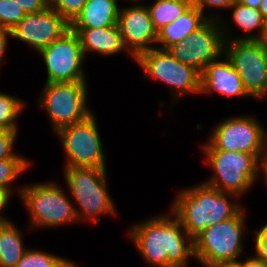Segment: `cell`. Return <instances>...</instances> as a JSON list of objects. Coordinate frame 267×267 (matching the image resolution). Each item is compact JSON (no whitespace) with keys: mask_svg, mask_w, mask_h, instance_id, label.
I'll list each match as a JSON object with an SVG mask.
<instances>
[{"mask_svg":"<svg viewBox=\"0 0 267 267\" xmlns=\"http://www.w3.org/2000/svg\"><path fill=\"white\" fill-rule=\"evenodd\" d=\"M242 267H267V264L262 260H259L255 255L247 257L246 260L241 261Z\"/></svg>","mask_w":267,"mask_h":267,"instance_id":"cell-35","label":"cell"},{"mask_svg":"<svg viewBox=\"0 0 267 267\" xmlns=\"http://www.w3.org/2000/svg\"><path fill=\"white\" fill-rule=\"evenodd\" d=\"M39 54L46 66L45 83L87 81L83 68L86 58L80 38L71 29L42 49Z\"/></svg>","mask_w":267,"mask_h":267,"instance_id":"cell-11","label":"cell"},{"mask_svg":"<svg viewBox=\"0 0 267 267\" xmlns=\"http://www.w3.org/2000/svg\"><path fill=\"white\" fill-rule=\"evenodd\" d=\"M230 197L232 201L235 198V201L232 202ZM236 198L239 197L220 192L202 181L179 190L172 201L170 211L194 239L209 226L234 217L244 207Z\"/></svg>","mask_w":267,"mask_h":267,"instance_id":"cell-2","label":"cell"},{"mask_svg":"<svg viewBox=\"0 0 267 267\" xmlns=\"http://www.w3.org/2000/svg\"><path fill=\"white\" fill-rule=\"evenodd\" d=\"M201 147L203 162L212 169L213 174L203 181L220 192L238 197L244 195L259 178V157L239 151H218L208 142Z\"/></svg>","mask_w":267,"mask_h":267,"instance_id":"cell-4","label":"cell"},{"mask_svg":"<svg viewBox=\"0 0 267 267\" xmlns=\"http://www.w3.org/2000/svg\"><path fill=\"white\" fill-rule=\"evenodd\" d=\"M259 170L260 174L263 173V181L265 182L267 187V137L265 139L264 147L261 153V157L259 159Z\"/></svg>","mask_w":267,"mask_h":267,"instance_id":"cell-33","label":"cell"},{"mask_svg":"<svg viewBox=\"0 0 267 267\" xmlns=\"http://www.w3.org/2000/svg\"><path fill=\"white\" fill-rule=\"evenodd\" d=\"M124 1H125V0H124ZM126 1H127V2L130 1V2H133V3H136V4H137V3L141 2L142 0H126Z\"/></svg>","mask_w":267,"mask_h":267,"instance_id":"cell-42","label":"cell"},{"mask_svg":"<svg viewBox=\"0 0 267 267\" xmlns=\"http://www.w3.org/2000/svg\"><path fill=\"white\" fill-rule=\"evenodd\" d=\"M80 38L83 54L115 56L125 51L121 28L117 25L104 28H70Z\"/></svg>","mask_w":267,"mask_h":267,"instance_id":"cell-17","label":"cell"},{"mask_svg":"<svg viewBox=\"0 0 267 267\" xmlns=\"http://www.w3.org/2000/svg\"><path fill=\"white\" fill-rule=\"evenodd\" d=\"M66 259L39 249L28 248L15 267H59Z\"/></svg>","mask_w":267,"mask_h":267,"instance_id":"cell-25","label":"cell"},{"mask_svg":"<svg viewBox=\"0 0 267 267\" xmlns=\"http://www.w3.org/2000/svg\"><path fill=\"white\" fill-rule=\"evenodd\" d=\"M19 130H0V160L13 157Z\"/></svg>","mask_w":267,"mask_h":267,"instance_id":"cell-29","label":"cell"},{"mask_svg":"<svg viewBox=\"0 0 267 267\" xmlns=\"http://www.w3.org/2000/svg\"><path fill=\"white\" fill-rule=\"evenodd\" d=\"M20 229L11 220L0 228V267H15L28 248Z\"/></svg>","mask_w":267,"mask_h":267,"instance_id":"cell-21","label":"cell"},{"mask_svg":"<svg viewBox=\"0 0 267 267\" xmlns=\"http://www.w3.org/2000/svg\"><path fill=\"white\" fill-rule=\"evenodd\" d=\"M135 62L145 71L144 79L150 77L167 85L173 104L186 94H200V73L178 61L168 50L152 48L141 53Z\"/></svg>","mask_w":267,"mask_h":267,"instance_id":"cell-8","label":"cell"},{"mask_svg":"<svg viewBox=\"0 0 267 267\" xmlns=\"http://www.w3.org/2000/svg\"><path fill=\"white\" fill-rule=\"evenodd\" d=\"M11 37V31L0 29V64L8 49V39Z\"/></svg>","mask_w":267,"mask_h":267,"instance_id":"cell-32","label":"cell"},{"mask_svg":"<svg viewBox=\"0 0 267 267\" xmlns=\"http://www.w3.org/2000/svg\"><path fill=\"white\" fill-rule=\"evenodd\" d=\"M200 77V94L202 95L217 93L234 98L251 97L225 54L222 55V59L220 57L210 62L201 72Z\"/></svg>","mask_w":267,"mask_h":267,"instance_id":"cell-16","label":"cell"},{"mask_svg":"<svg viewBox=\"0 0 267 267\" xmlns=\"http://www.w3.org/2000/svg\"><path fill=\"white\" fill-rule=\"evenodd\" d=\"M210 267H242V265L239 260V261H234V262H220V263L211 265Z\"/></svg>","mask_w":267,"mask_h":267,"instance_id":"cell-39","label":"cell"},{"mask_svg":"<svg viewBox=\"0 0 267 267\" xmlns=\"http://www.w3.org/2000/svg\"><path fill=\"white\" fill-rule=\"evenodd\" d=\"M88 0H50V6L69 24L79 15Z\"/></svg>","mask_w":267,"mask_h":267,"instance_id":"cell-27","label":"cell"},{"mask_svg":"<svg viewBox=\"0 0 267 267\" xmlns=\"http://www.w3.org/2000/svg\"><path fill=\"white\" fill-rule=\"evenodd\" d=\"M119 0H88L70 28H104L118 24Z\"/></svg>","mask_w":267,"mask_h":267,"instance_id":"cell-19","label":"cell"},{"mask_svg":"<svg viewBox=\"0 0 267 267\" xmlns=\"http://www.w3.org/2000/svg\"><path fill=\"white\" fill-rule=\"evenodd\" d=\"M224 54L256 100L267 96V52L255 40H225Z\"/></svg>","mask_w":267,"mask_h":267,"instance_id":"cell-12","label":"cell"},{"mask_svg":"<svg viewBox=\"0 0 267 267\" xmlns=\"http://www.w3.org/2000/svg\"><path fill=\"white\" fill-rule=\"evenodd\" d=\"M259 11L261 12L265 22H267V0H262L259 5Z\"/></svg>","mask_w":267,"mask_h":267,"instance_id":"cell-40","label":"cell"},{"mask_svg":"<svg viewBox=\"0 0 267 267\" xmlns=\"http://www.w3.org/2000/svg\"><path fill=\"white\" fill-rule=\"evenodd\" d=\"M7 221H0V228L6 223Z\"/></svg>","mask_w":267,"mask_h":267,"instance_id":"cell-43","label":"cell"},{"mask_svg":"<svg viewBox=\"0 0 267 267\" xmlns=\"http://www.w3.org/2000/svg\"><path fill=\"white\" fill-rule=\"evenodd\" d=\"M238 0H193V4L208 18L212 20H220L222 15L218 13V15H214L212 12L210 16V12L206 13V9L211 8L212 10L215 8L218 9H228Z\"/></svg>","mask_w":267,"mask_h":267,"instance_id":"cell-28","label":"cell"},{"mask_svg":"<svg viewBox=\"0 0 267 267\" xmlns=\"http://www.w3.org/2000/svg\"><path fill=\"white\" fill-rule=\"evenodd\" d=\"M254 241H267V223L254 232Z\"/></svg>","mask_w":267,"mask_h":267,"instance_id":"cell-37","label":"cell"},{"mask_svg":"<svg viewBox=\"0 0 267 267\" xmlns=\"http://www.w3.org/2000/svg\"><path fill=\"white\" fill-rule=\"evenodd\" d=\"M253 115L228 116L217 123L207 142L218 151H239L255 154L259 158L267 131Z\"/></svg>","mask_w":267,"mask_h":267,"instance_id":"cell-10","label":"cell"},{"mask_svg":"<svg viewBox=\"0 0 267 267\" xmlns=\"http://www.w3.org/2000/svg\"><path fill=\"white\" fill-rule=\"evenodd\" d=\"M20 187L17 191L29 214L31 229L56 228L79 222L74 203L55 181L34 182Z\"/></svg>","mask_w":267,"mask_h":267,"instance_id":"cell-5","label":"cell"},{"mask_svg":"<svg viewBox=\"0 0 267 267\" xmlns=\"http://www.w3.org/2000/svg\"><path fill=\"white\" fill-rule=\"evenodd\" d=\"M255 256L267 264V241H254Z\"/></svg>","mask_w":267,"mask_h":267,"instance_id":"cell-34","label":"cell"},{"mask_svg":"<svg viewBox=\"0 0 267 267\" xmlns=\"http://www.w3.org/2000/svg\"><path fill=\"white\" fill-rule=\"evenodd\" d=\"M141 3L121 6L118 17L124 47L134 60L141 53L156 48L157 42V31L153 27L150 12L145 3Z\"/></svg>","mask_w":267,"mask_h":267,"instance_id":"cell-15","label":"cell"},{"mask_svg":"<svg viewBox=\"0 0 267 267\" xmlns=\"http://www.w3.org/2000/svg\"><path fill=\"white\" fill-rule=\"evenodd\" d=\"M67 188L72 194L79 222H100L99 216H116V207L109 194L107 170L95 167H63Z\"/></svg>","mask_w":267,"mask_h":267,"instance_id":"cell-3","label":"cell"},{"mask_svg":"<svg viewBox=\"0 0 267 267\" xmlns=\"http://www.w3.org/2000/svg\"><path fill=\"white\" fill-rule=\"evenodd\" d=\"M241 4L247 7H252L254 9H259V5L262 0H238Z\"/></svg>","mask_w":267,"mask_h":267,"instance_id":"cell-38","label":"cell"},{"mask_svg":"<svg viewBox=\"0 0 267 267\" xmlns=\"http://www.w3.org/2000/svg\"><path fill=\"white\" fill-rule=\"evenodd\" d=\"M259 46L267 52V22L263 30L260 32L259 36L255 39Z\"/></svg>","mask_w":267,"mask_h":267,"instance_id":"cell-36","label":"cell"},{"mask_svg":"<svg viewBox=\"0 0 267 267\" xmlns=\"http://www.w3.org/2000/svg\"><path fill=\"white\" fill-rule=\"evenodd\" d=\"M19 5L26 14L40 12L50 5V0H11Z\"/></svg>","mask_w":267,"mask_h":267,"instance_id":"cell-30","label":"cell"},{"mask_svg":"<svg viewBox=\"0 0 267 267\" xmlns=\"http://www.w3.org/2000/svg\"><path fill=\"white\" fill-rule=\"evenodd\" d=\"M25 16V11L13 1L0 0V29L11 30Z\"/></svg>","mask_w":267,"mask_h":267,"instance_id":"cell-26","label":"cell"},{"mask_svg":"<svg viewBox=\"0 0 267 267\" xmlns=\"http://www.w3.org/2000/svg\"><path fill=\"white\" fill-rule=\"evenodd\" d=\"M12 194L5 188L0 187V221H9L8 217H5L3 210L9 205Z\"/></svg>","mask_w":267,"mask_h":267,"instance_id":"cell-31","label":"cell"},{"mask_svg":"<svg viewBox=\"0 0 267 267\" xmlns=\"http://www.w3.org/2000/svg\"><path fill=\"white\" fill-rule=\"evenodd\" d=\"M59 267H78L76 262L66 259Z\"/></svg>","mask_w":267,"mask_h":267,"instance_id":"cell-41","label":"cell"},{"mask_svg":"<svg viewBox=\"0 0 267 267\" xmlns=\"http://www.w3.org/2000/svg\"><path fill=\"white\" fill-rule=\"evenodd\" d=\"M193 5V0H154L146 4L156 31L178 19Z\"/></svg>","mask_w":267,"mask_h":267,"instance_id":"cell-22","label":"cell"},{"mask_svg":"<svg viewBox=\"0 0 267 267\" xmlns=\"http://www.w3.org/2000/svg\"><path fill=\"white\" fill-rule=\"evenodd\" d=\"M225 39L218 20L209 19L184 41L167 50L178 61L194 67L200 74L212 61L224 55Z\"/></svg>","mask_w":267,"mask_h":267,"instance_id":"cell-13","label":"cell"},{"mask_svg":"<svg viewBox=\"0 0 267 267\" xmlns=\"http://www.w3.org/2000/svg\"><path fill=\"white\" fill-rule=\"evenodd\" d=\"M24 103L17 95L0 92V130H18L17 119L25 109Z\"/></svg>","mask_w":267,"mask_h":267,"instance_id":"cell-23","label":"cell"},{"mask_svg":"<svg viewBox=\"0 0 267 267\" xmlns=\"http://www.w3.org/2000/svg\"><path fill=\"white\" fill-rule=\"evenodd\" d=\"M29 159L16 153L13 157L0 160V187L13 194V182L31 165Z\"/></svg>","mask_w":267,"mask_h":267,"instance_id":"cell-24","label":"cell"},{"mask_svg":"<svg viewBox=\"0 0 267 267\" xmlns=\"http://www.w3.org/2000/svg\"><path fill=\"white\" fill-rule=\"evenodd\" d=\"M87 82L45 83L38 103L46 112L52 131L81 122L93 112L88 104Z\"/></svg>","mask_w":267,"mask_h":267,"instance_id":"cell-7","label":"cell"},{"mask_svg":"<svg viewBox=\"0 0 267 267\" xmlns=\"http://www.w3.org/2000/svg\"><path fill=\"white\" fill-rule=\"evenodd\" d=\"M95 114L85 120L60 128L58 137L65 153L64 167H95L107 169L105 153Z\"/></svg>","mask_w":267,"mask_h":267,"instance_id":"cell-9","label":"cell"},{"mask_svg":"<svg viewBox=\"0 0 267 267\" xmlns=\"http://www.w3.org/2000/svg\"><path fill=\"white\" fill-rule=\"evenodd\" d=\"M245 217L246 210L243 207L234 217L209 226L198 234L193 239L194 259L203 267L220 262L239 261L245 249Z\"/></svg>","mask_w":267,"mask_h":267,"instance_id":"cell-6","label":"cell"},{"mask_svg":"<svg viewBox=\"0 0 267 267\" xmlns=\"http://www.w3.org/2000/svg\"><path fill=\"white\" fill-rule=\"evenodd\" d=\"M232 10V20L238 29L243 30L244 35L234 36L231 35V27L229 23L226 24L225 20H219L225 40H255L265 26V20L259 11L252 7H247L240 2H235L230 8ZM256 33H255V32Z\"/></svg>","mask_w":267,"mask_h":267,"instance_id":"cell-20","label":"cell"},{"mask_svg":"<svg viewBox=\"0 0 267 267\" xmlns=\"http://www.w3.org/2000/svg\"><path fill=\"white\" fill-rule=\"evenodd\" d=\"M69 29L70 24L49 5L40 12L26 14L10 31L12 38L39 53Z\"/></svg>","mask_w":267,"mask_h":267,"instance_id":"cell-14","label":"cell"},{"mask_svg":"<svg viewBox=\"0 0 267 267\" xmlns=\"http://www.w3.org/2000/svg\"><path fill=\"white\" fill-rule=\"evenodd\" d=\"M141 221L130 227L128 237L150 267L188 266L193 239L170 210Z\"/></svg>","mask_w":267,"mask_h":267,"instance_id":"cell-1","label":"cell"},{"mask_svg":"<svg viewBox=\"0 0 267 267\" xmlns=\"http://www.w3.org/2000/svg\"><path fill=\"white\" fill-rule=\"evenodd\" d=\"M209 19L193 4L178 19L157 31L156 47L167 50L178 44L192 32L202 27Z\"/></svg>","mask_w":267,"mask_h":267,"instance_id":"cell-18","label":"cell"}]
</instances>
